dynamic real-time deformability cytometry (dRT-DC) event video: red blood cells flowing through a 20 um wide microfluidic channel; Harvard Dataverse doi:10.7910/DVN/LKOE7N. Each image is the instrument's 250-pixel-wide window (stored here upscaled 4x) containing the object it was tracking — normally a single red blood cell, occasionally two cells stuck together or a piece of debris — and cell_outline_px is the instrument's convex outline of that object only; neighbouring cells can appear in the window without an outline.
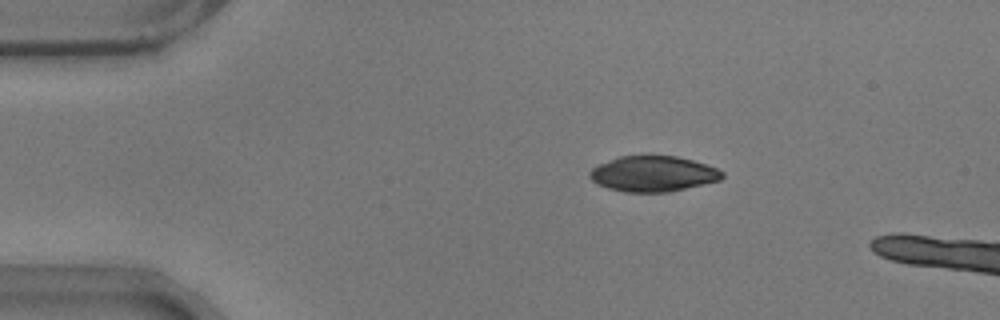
{"species": "common noctule bat (a hibernating species)", "species_latin": "Nyctalus noctula", "temperature_condition": "warm", "stored_images_in_passage": 6, "camera_frame_rate_fps": 3000, "um_per_image_px": 0.085, "animal": {"sex": "male", "body_mass_g": 17.9}, "frame": {"image": 1, "passage_image": 1, "time_ms": 0.0, "image_size_px": [1000, 320], "cell_outline_px": [[724, 176], [720, 180], [704, 184], [668, 192], [624, 192], [608, 188], [596, 184], [588, 176], [588, 172], [592, 168], [600, 164], [620, 156], [676, 156], [692, 160], [716, 168], [724, 172]], "centroid_in_image_um": [55.5, 14.78], "position_along_channel_um": 29.5, "area_um2": 27.34}}